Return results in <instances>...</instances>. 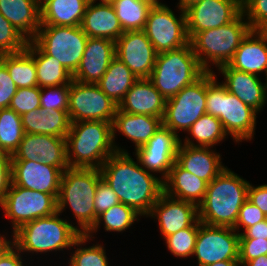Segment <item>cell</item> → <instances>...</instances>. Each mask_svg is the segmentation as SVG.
<instances>
[{"instance_id": "cell-48", "label": "cell", "mask_w": 267, "mask_h": 266, "mask_svg": "<svg viewBox=\"0 0 267 266\" xmlns=\"http://www.w3.org/2000/svg\"><path fill=\"white\" fill-rule=\"evenodd\" d=\"M17 87L9 75L6 65L0 60V109L8 108Z\"/></svg>"}, {"instance_id": "cell-9", "label": "cell", "mask_w": 267, "mask_h": 266, "mask_svg": "<svg viewBox=\"0 0 267 266\" xmlns=\"http://www.w3.org/2000/svg\"><path fill=\"white\" fill-rule=\"evenodd\" d=\"M32 40L73 75L83 57L88 36L80 26L41 25Z\"/></svg>"}, {"instance_id": "cell-34", "label": "cell", "mask_w": 267, "mask_h": 266, "mask_svg": "<svg viewBox=\"0 0 267 266\" xmlns=\"http://www.w3.org/2000/svg\"><path fill=\"white\" fill-rule=\"evenodd\" d=\"M137 80L133 72L115 56L97 85L106 96L119 105Z\"/></svg>"}, {"instance_id": "cell-14", "label": "cell", "mask_w": 267, "mask_h": 266, "mask_svg": "<svg viewBox=\"0 0 267 266\" xmlns=\"http://www.w3.org/2000/svg\"><path fill=\"white\" fill-rule=\"evenodd\" d=\"M239 234L232 227L204 224L198 219V233L193 254L198 266L218 261L238 260Z\"/></svg>"}, {"instance_id": "cell-51", "label": "cell", "mask_w": 267, "mask_h": 266, "mask_svg": "<svg viewBox=\"0 0 267 266\" xmlns=\"http://www.w3.org/2000/svg\"><path fill=\"white\" fill-rule=\"evenodd\" d=\"M29 262V263H28ZM28 263V264H27ZM36 266L12 245L0 258V266Z\"/></svg>"}, {"instance_id": "cell-26", "label": "cell", "mask_w": 267, "mask_h": 266, "mask_svg": "<svg viewBox=\"0 0 267 266\" xmlns=\"http://www.w3.org/2000/svg\"><path fill=\"white\" fill-rule=\"evenodd\" d=\"M228 65L235 70L266 78L267 39L259 31L251 30L242 40Z\"/></svg>"}, {"instance_id": "cell-56", "label": "cell", "mask_w": 267, "mask_h": 266, "mask_svg": "<svg viewBox=\"0 0 267 266\" xmlns=\"http://www.w3.org/2000/svg\"><path fill=\"white\" fill-rule=\"evenodd\" d=\"M200 0H178L177 5L181 10L185 11L191 5L199 2Z\"/></svg>"}, {"instance_id": "cell-55", "label": "cell", "mask_w": 267, "mask_h": 266, "mask_svg": "<svg viewBox=\"0 0 267 266\" xmlns=\"http://www.w3.org/2000/svg\"><path fill=\"white\" fill-rule=\"evenodd\" d=\"M206 266H240L239 260H224Z\"/></svg>"}, {"instance_id": "cell-38", "label": "cell", "mask_w": 267, "mask_h": 266, "mask_svg": "<svg viewBox=\"0 0 267 266\" xmlns=\"http://www.w3.org/2000/svg\"><path fill=\"white\" fill-rule=\"evenodd\" d=\"M111 4L124 32L143 30L153 7L145 0H114Z\"/></svg>"}, {"instance_id": "cell-3", "label": "cell", "mask_w": 267, "mask_h": 266, "mask_svg": "<svg viewBox=\"0 0 267 266\" xmlns=\"http://www.w3.org/2000/svg\"><path fill=\"white\" fill-rule=\"evenodd\" d=\"M249 183L227 166L207 185L204 199L198 205L199 221L234 228L239 210L248 199Z\"/></svg>"}, {"instance_id": "cell-61", "label": "cell", "mask_w": 267, "mask_h": 266, "mask_svg": "<svg viewBox=\"0 0 267 266\" xmlns=\"http://www.w3.org/2000/svg\"><path fill=\"white\" fill-rule=\"evenodd\" d=\"M265 82H266V93H267V76L265 78Z\"/></svg>"}, {"instance_id": "cell-42", "label": "cell", "mask_w": 267, "mask_h": 266, "mask_svg": "<svg viewBox=\"0 0 267 266\" xmlns=\"http://www.w3.org/2000/svg\"><path fill=\"white\" fill-rule=\"evenodd\" d=\"M70 84L41 88V109L64 110L68 112Z\"/></svg>"}, {"instance_id": "cell-7", "label": "cell", "mask_w": 267, "mask_h": 266, "mask_svg": "<svg viewBox=\"0 0 267 266\" xmlns=\"http://www.w3.org/2000/svg\"><path fill=\"white\" fill-rule=\"evenodd\" d=\"M251 30L242 12L226 25L196 33L189 43L202 68L206 72H215L232 60L242 40Z\"/></svg>"}, {"instance_id": "cell-15", "label": "cell", "mask_w": 267, "mask_h": 266, "mask_svg": "<svg viewBox=\"0 0 267 266\" xmlns=\"http://www.w3.org/2000/svg\"><path fill=\"white\" fill-rule=\"evenodd\" d=\"M179 144L180 138L162 125L146 144L132 153L146 171L164 181L176 161Z\"/></svg>"}, {"instance_id": "cell-44", "label": "cell", "mask_w": 267, "mask_h": 266, "mask_svg": "<svg viewBox=\"0 0 267 266\" xmlns=\"http://www.w3.org/2000/svg\"><path fill=\"white\" fill-rule=\"evenodd\" d=\"M260 255H267V239L240 238L238 257L240 266Z\"/></svg>"}, {"instance_id": "cell-18", "label": "cell", "mask_w": 267, "mask_h": 266, "mask_svg": "<svg viewBox=\"0 0 267 266\" xmlns=\"http://www.w3.org/2000/svg\"><path fill=\"white\" fill-rule=\"evenodd\" d=\"M116 57L138 78H149L157 52L143 30L125 31L115 42Z\"/></svg>"}, {"instance_id": "cell-36", "label": "cell", "mask_w": 267, "mask_h": 266, "mask_svg": "<svg viewBox=\"0 0 267 266\" xmlns=\"http://www.w3.org/2000/svg\"><path fill=\"white\" fill-rule=\"evenodd\" d=\"M91 241L93 240L86 234L81 235L70 249L69 258L66 256L68 262L65 260V263L63 259L59 263L65 266H112L109 262L111 259L106 254V244L99 241L90 244Z\"/></svg>"}, {"instance_id": "cell-1", "label": "cell", "mask_w": 267, "mask_h": 266, "mask_svg": "<svg viewBox=\"0 0 267 266\" xmlns=\"http://www.w3.org/2000/svg\"><path fill=\"white\" fill-rule=\"evenodd\" d=\"M99 170L119 201L132 207L143 218L149 215L163 193V181L146 171L131 153L115 152Z\"/></svg>"}, {"instance_id": "cell-8", "label": "cell", "mask_w": 267, "mask_h": 266, "mask_svg": "<svg viewBox=\"0 0 267 266\" xmlns=\"http://www.w3.org/2000/svg\"><path fill=\"white\" fill-rule=\"evenodd\" d=\"M205 72L189 43L176 50L158 53L148 79L167 100L194 83Z\"/></svg>"}, {"instance_id": "cell-50", "label": "cell", "mask_w": 267, "mask_h": 266, "mask_svg": "<svg viewBox=\"0 0 267 266\" xmlns=\"http://www.w3.org/2000/svg\"><path fill=\"white\" fill-rule=\"evenodd\" d=\"M248 200L256 205L267 217V184L253 185L250 181L248 187Z\"/></svg>"}, {"instance_id": "cell-33", "label": "cell", "mask_w": 267, "mask_h": 266, "mask_svg": "<svg viewBox=\"0 0 267 266\" xmlns=\"http://www.w3.org/2000/svg\"><path fill=\"white\" fill-rule=\"evenodd\" d=\"M229 136L224 131L221 121L208 113L203 114L187 130L180 143L189 146L215 147L225 142Z\"/></svg>"}, {"instance_id": "cell-28", "label": "cell", "mask_w": 267, "mask_h": 266, "mask_svg": "<svg viewBox=\"0 0 267 266\" xmlns=\"http://www.w3.org/2000/svg\"><path fill=\"white\" fill-rule=\"evenodd\" d=\"M208 183L184 170L176 161L163 181V192L170 197L199 205L206 194Z\"/></svg>"}, {"instance_id": "cell-57", "label": "cell", "mask_w": 267, "mask_h": 266, "mask_svg": "<svg viewBox=\"0 0 267 266\" xmlns=\"http://www.w3.org/2000/svg\"><path fill=\"white\" fill-rule=\"evenodd\" d=\"M259 31L266 39H267V21H265L258 29Z\"/></svg>"}, {"instance_id": "cell-39", "label": "cell", "mask_w": 267, "mask_h": 266, "mask_svg": "<svg viewBox=\"0 0 267 266\" xmlns=\"http://www.w3.org/2000/svg\"><path fill=\"white\" fill-rule=\"evenodd\" d=\"M24 134L21 115L10 108L0 109V152L13 155Z\"/></svg>"}, {"instance_id": "cell-23", "label": "cell", "mask_w": 267, "mask_h": 266, "mask_svg": "<svg viewBox=\"0 0 267 266\" xmlns=\"http://www.w3.org/2000/svg\"><path fill=\"white\" fill-rule=\"evenodd\" d=\"M115 56L114 41L88 37L83 57L72 75L73 79L81 83L97 84Z\"/></svg>"}, {"instance_id": "cell-49", "label": "cell", "mask_w": 267, "mask_h": 266, "mask_svg": "<svg viewBox=\"0 0 267 266\" xmlns=\"http://www.w3.org/2000/svg\"><path fill=\"white\" fill-rule=\"evenodd\" d=\"M12 182V155L0 152V203Z\"/></svg>"}, {"instance_id": "cell-45", "label": "cell", "mask_w": 267, "mask_h": 266, "mask_svg": "<svg viewBox=\"0 0 267 266\" xmlns=\"http://www.w3.org/2000/svg\"><path fill=\"white\" fill-rule=\"evenodd\" d=\"M267 217L263 212L248 199L242 204L234 230L241 234L245 229L265 220Z\"/></svg>"}, {"instance_id": "cell-59", "label": "cell", "mask_w": 267, "mask_h": 266, "mask_svg": "<svg viewBox=\"0 0 267 266\" xmlns=\"http://www.w3.org/2000/svg\"><path fill=\"white\" fill-rule=\"evenodd\" d=\"M90 1H93V2L98 1V3H112L114 0H90Z\"/></svg>"}, {"instance_id": "cell-43", "label": "cell", "mask_w": 267, "mask_h": 266, "mask_svg": "<svg viewBox=\"0 0 267 266\" xmlns=\"http://www.w3.org/2000/svg\"><path fill=\"white\" fill-rule=\"evenodd\" d=\"M40 92L41 88L38 86L17 88L16 94L12 97L8 108L14 110L19 115L34 109H41Z\"/></svg>"}, {"instance_id": "cell-19", "label": "cell", "mask_w": 267, "mask_h": 266, "mask_svg": "<svg viewBox=\"0 0 267 266\" xmlns=\"http://www.w3.org/2000/svg\"><path fill=\"white\" fill-rule=\"evenodd\" d=\"M146 218L157 223L160 238L164 240L167 236L192 226L199 219L198 206L163 192Z\"/></svg>"}, {"instance_id": "cell-22", "label": "cell", "mask_w": 267, "mask_h": 266, "mask_svg": "<svg viewBox=\"0 0 267 266\" xmlns=\"http://www.w3.org/2000/svg\"><path fill=\"white\" fill-rule=\"evenodd\" d=\"M162 119L150 115L125 113L117 108L112 122L113 143L116 151L130 153L128 149L116 142L118 140L117 132L133 143L135 151L146 144L162 127Z\"/></svg>"}, {"instance_id": "cell-32", "label": "cell", "mask_w": 267, "mask_h": 266, "mask_svg": "<svg viewBox=\"0 0 267 266\" xmlns=\"http://www.w3.org/2000/svg\"><path fill=\"white\" fill-rule=\"evenodd\" d=\"M0 60L6 65L17 88L38 86L33 40L28 41L27 47L23 51L1 54Z\"/></svg>"}, {"instance_id": "cell-12", "label": "cell", "mask_w": 267, "mask_h": 266, "mask_svg": "<svg viewBox=\"0 0 267 266\" xmlns=\"http://www.w3.org/2000/svg\"><path fill=\"white\" fill-rule=\"evenodd\" d=\"M176 14L170 5L153 6L143 31L157 53L172 51L189 44L186 13L178 6Z\"/></svg>"}, {"instance_id": "cell-52", "label": "cell", "mask_w": 267, "mask_h": 266, "mask_svg": "<svg viewBox=\"0 0 267 266\" xmlns=\"http://www.w3.org/2000/svg\"><path fill=\"white\" fill-rule=\"evenodd\" d=\"M239 238H264L267 239V218L245 229Z\"/></svg>"}, {"instance_id": "cell-37", "label": "cell", "mask_w": 267, "mask_h": 266, "mask_svg": "<svg viewBox=\"0 0 267 266\" xmlns=\"http://www.w3.org/2000/svg\"><path fill=\"white\" fill-rule=\"evenodd\" d=\"M34 61L37 71L38 87H53L72 82V74L62 66L59 60L47 55L35 42Z\"/></svg>"}, {"instance_id": "cell-5", "label": "cell", "mask_w": 267, "mask_h": 266, "mask_svg": "<svg viewBox=\"0 0 267 266\" xmlns=\"http://www.w3.org/2000/svg\"><path fill=\"white\" fill-rule=\"evenodd\" d=\"M206 113L221 121L234 144L255 139L259 113L229 93L214 72H207Z\"/></svg>"}, {"instance_id": "cell-60", "label": "cell", "mask_w": 267, "mask_h": 266, "mask_svg": "<svg viewBox=\"0 0 267 266\" xmlns=\"http://www.w3.org/2000/svg\"><path fill=\"white\" fill-rule=\"evenodd\" d=\"M39 5H42L46 0H34Z\"/></svg>"}, {"instance_id": "cell-58", "label": "cell", "mask_w": 267, "mask_h": 266, "mask_svg": "<svg viewBox=\"0 0 267 266\" xmlns=\"http://www.w3.org/2000/svg\"><path fill=\"white\" fill-rule=\"evenodd\" d=\"M149 3H151L153 6H157V5H167V2L164 3L162 0H145Z\"/></svg>"}, {"instance_id": "cell-10", "label": "cell", "mask_w": 267, "mask_h": 266, "mask_svg": "<svg viewBox=\"0 0 267 266\" xmlns=\"http://www.w3.org/2000/svg\"><path fill=\"white\" fill-rule=\"evenodd\" d=\"M207 72L166 100L163 126L179 138L206 113ZM181 132V133H180Z\"/></svg>"}, {"instance_id": "cell-41", "label": "cell", "mask_w": 267, "mask_h": 266, "mask_svg": "<svg viewBox=\"0 0 267 266\" xmlns=\"http://www.w3.org/2000/svg\"><path fill=\"white\" fill-rule=\"evenodd\" d=\"M28 39L0 13V55L26 49Z\"/></svg>"}, {"instance_id": "cell-2", "label": "cell", "mask_w": 267, "mask_h": 266, "mask_svg": "<svg viewBox=\"0 0 267 266\" xmlns=\"http://www.w3.org/2000/svg\"><path fill=\"white\" fill-rule=\"evenodd\" d=\"M61 216L57 211L50 216L29 221L13 232V245L31 264H33L35 256L38 259H35L37 266L47 255L46 258L53 254L56 257L57 253L59 255L62 252L63 258L66 254L69 256L70 249L81 233L72 225L70 217L61 218Z\"/></svg>"}, {"instance_id": "cell-17", "label": "cell", "mask_w": 267, "mask_h": 266, "mask_svg": "<svg viewBox=\"0 0 267 266\" xmlns=\"http://www.w3.org/2000/svg\"><path fill=\"white\" fill-rule=\"evenodd\" d=\"M12 161H40L64 172L69 167L66 138L25 133L12 155Z\"/></svg>"}, {"instance_id": "cell-25", "label": "cell", "mask_w": 267, "mask_h": 266, "mask_svg": "<svg viewBox=\"0 0 267 266\" xmlns=\"http://www.w3.org/2000/svg\"><path fill=\"white\" fill-rule=\"evenodd\" d=\"M166 99L148 78L138 79L119 103L118 109L131 114L163 118Z\"/></svg>"}, {"instance_id": "cell-4", "label": "cell", "mask_w": 267, "mask_h": 266, "mask_svg": "<svg viewBox=\"0 0 267 266\" xmlns=\"http://www.w3.org/2000/svg\"><path fill=\"white\" fill-rule=\"evenodd\" d=\"M101 173L96 168L68 167L60 180V192L57 199L58 212L71 210L72 225L81 233L87 234L97 221L94 198ZM76 224V225H75Z\"/></svg>"}, {"instance_id": "cell-54", "label": "cell", "mask_w": 267, "mask_h": 266, "mask_svg": "<svg viewBox=\"0 0 267 266\" xmlns=\"http://www.w3.org/2000/svg\"><path fill=\"white\" fill-rule=\"evenodd\" d=\"M243 266H267V255H260L246 262Z\"/></svg>"}, {"instance_id": "cell-16", "label": "cell", "mask_w": 267, "mask_h": 266, "mask_svg": "<svg viewBox=\"0 0 267 266\" xmlns=\"http://www.w3.org/2000/svg\"><path fill=\"white\" fill-rule=\"evenodd\" d=\"M242 12V0H200L185 10L189 40L196 33L232 22Z\"/></svg>"}, {"instance_id": "cell-35", "label": "cell", "mask_w": 267, "mask_h": 266, "mask_svg": "<svg viewBox=\"0 0 267 266\" xmlns=\"http://www.w3.org/2000/svg\"><path fill=\"white\" fill-rule=\"evenodd\" d=\"M141 218L143 217L132 207L120 202L99 215L95 225L86 235L95 242L96 238H99L96 235L100 232L101 226L105 232L123 234L131 229V226L140 222Z\"/></svg>"}, {"instance_id": "cell-47", "label": "cell", "mask_w": 267, "mask_h": 266, "mask_svg": "<svg viewBox=\"0 0 267 266\" xmlns=\"http://www.w3.org/2000/svg\"><path fill=\"white\" fill-rule=\"evenodd\" d=\"M120 203L117 195L112 190L111 187L106 183V181L101 178L98 181V186L96 188V195L94 198L95 214L98 217L103 212L107 211L112 206Z\"/></svg>"}, {"instance_id": "cell-30", "label": "cell", "mask_w": 267, "mask_h": 266, "mask_svg": "<svg viewBox=\"0 0 267 266\" xmlns=\"http://www.w3.org/2000/svg\"><path fill=\"white\" fill-rule=\"evenodd\" d=\"M24 133L47 134L66 138L71 121L68 112L55 109H34L21 115Z\"/></svg>"}, {"instance_id": "cell-21", "label": "cell", "mask_w": 267, "mask_h": 266, "mask_svg": "<svg viewBox=\"0 0 267 266\" xmlns=\"http://www.w3.org/2000/svg\"><path fill=\"white\" fill-rule=\"evenodd\" d=\"M62 171L40 161H12V183L25 189L54 195L60 192Z\"/></svg>"}, {"instance_id": "cell-27", "label": "cell", "mask_w": 267, "mask_h": 266, "mask_svg": "<svg viewBox=\"0 0 267 266\" xmlns=\"http://www.w3.org/2000/svg\"><path fill=\"white\" fill-rule=\"evenodd\" d=\"M80 27L88 37L114 42L124 33L111 3L89 1Z\"/></svg>"}, {"instance_id": "cell-13", "label": "cell", "mask_w": 267, "mask_h": 266, "mask_svg": "<svg viewBox=\"0 0 267 266\" xmlns=\"http://www.w3.org/2000/svg\"><path fill=\"white\" fill-rule=\"evenodd\" d=\"M118 105L97 84L72 80L69 90L68 114L71 123L78 121L113 122Z\"/></svg>"}, {"instance_id": "cell-24", "label": "cell", "mask_w": 267, "mask_h": 266, "mask_svg": "<svg viewBox=\"0 0 267 266\" xmlns=\"http://www.w3.org/2000/svg\"><path fill=\"white\" fill-rule=\"evenodd\" d=\"M216 147H199L179 144L176 162L188 172L212 182L227 166Z\"/></svg>"}, {"instance_id": "cell-29", "label": "cell", "mask_w": 267, "mask_h": 266, "mask_svg": "<svg viewBox=\"0 0 267 266\" xmlns=\"http://www.w3.org/2000/svg\"><path fill=\"white\" fill-rule=\"evenodd\" d=\"M0 13L29 41L41 26L40 5L34 0H0Z\"/></svg>"}, {"instance_id": "cell-53", "label": "cell", "mask_w": 267, "mask_h": 266, "mask_svg": "<svg viewBox=\"0 0 267 266\" xmlns=\"http://www.w3.org/2000/svg\"><path fill=\"white\" fill-rule=\"evenodd\" d=\"M4 230L3 233L0 231V258L13 245V233L9 231L6 232L5 228ZM8 233L11 234V237Z\"/></svg>"}, {"instance_id": "cell-31", "label": "cell", "mask_w": 267, "mask_h": 266, "mask_svg": "<svg viewBox=\"0 0 267 266\" xmlns=\"http://www.w3.org/2000/svg\"><path fill=\"white\" fill-rule=\"evenodd\" d=\"M90 0H46L40 5L41 25L80 26Z\"/></svg>"}, {"instance_id": "cell-6", "label": "cell", "mask_w": 267, "mask_h": 266, "mask_svg": "<svg viewBox=\"0 0 267 266\" xmlns=\"http://www.w3.org/2000/svg\"><path fill=\"white\" fill-rule=\"evenodd\" d=\"M69 167L100 169L116 151L112 123L105 121H78L71 123L66 136Z\"/></svg>"}, {"instance_id": "cell-20", "label": "cell", "mask_w": 267, "mask_h": 266, "mask_svg": "<svg viewBox=\"0 0 267 266\" xmlns=\"http://www.w3.org/2000/svg\"><path fill=\"white\" fill-rule=\"evenodd\" d=\"M214 73L215 76L222 74L223 80L220 82L226 87L229 93L237 96L242 102L262 115L261 112L267 104L266 82H264V77L235 70L228 64L220 66Z\"/></svg>"}, {"instance_id": "cell-46", "label": "cell", "mask_w": 267, "mask_h": 266, "mask_svg": "<svg viewBox=\"0 0 267 266\" xmlns=\"http://www.w3.org/2000/svg\"><path fill=\"white\" fill-rule=\"evenodd\" d=\"M242 9L252 30L267 21V0H242Z\"/></svg>"}, {"instance_id": "cell-40", "label": "cell", "mask_w": 267, "mask_h": 266, "mask_svg": "<svg viewBox=\"0 0 267 266\" xmlns=\"http://www.w3.org/2000/svg\"><path fill=\"white\" fill-rule=\"evenodd\" d=\"M197 233L198 220L192 226L167 236L163 241H165L168 252L173 256L187 260V258H193Z\"/></svg>"}, {"instance_id": "cell-11", "label": "cell", "mask_w": 267, "mask_h": 266, "mask_svg": "<svg viewBox=\"0 0 267 266\" xmlns=\"http://www.w3.org/2000/svg\"><path fill=\"white\" fill-rule=\"evenodd\" d=\"M0 208L4 218L10 222V232L13 233L29 221L56 213L58 202L52 194L25 189L11 182Z\"/></svg>"}]
</instances>
